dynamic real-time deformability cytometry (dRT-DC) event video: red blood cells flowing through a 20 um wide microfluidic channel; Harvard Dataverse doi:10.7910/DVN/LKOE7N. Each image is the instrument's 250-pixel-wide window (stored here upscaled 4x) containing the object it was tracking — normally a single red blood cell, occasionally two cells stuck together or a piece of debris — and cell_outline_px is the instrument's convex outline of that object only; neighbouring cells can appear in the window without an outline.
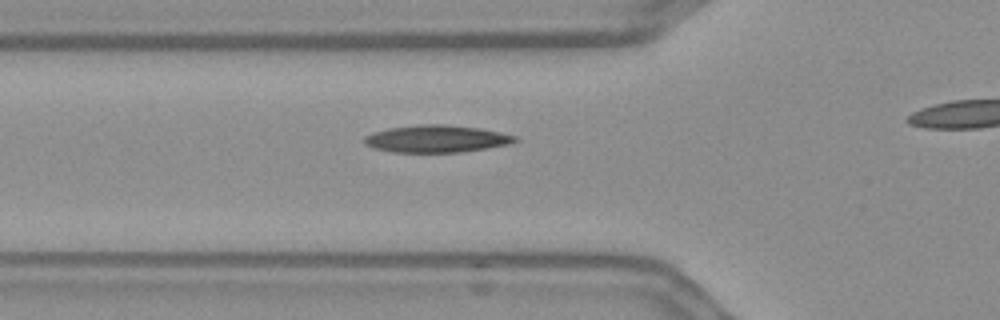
{"species": "Egyptian fruit bat (a non-hibernating species)", "species_latin": "Rousettus aegyptiacus", "temperature_condition": "warm", "stored_images_in_passage": 37, "camera_frame_rate_fps": 3000, "um_per_image_px": 0.085, "frame": {"image": 1, "passage_image": 11, "time_ms": 3.333, "image_size_px": [1000, 320], "cell_outline_px": [[520, 140], [508, 144], [460, 152], [392, 152], [372, 148], [364, 144], [364, 136], [372, 132], [388, 128], [420, 124], [444, 124], [480, 128], [500, 132], [516, 136]], "centroid_in_image_um": [37.06, 11.79], "position_along_channel_um": 88.7, "area_um2": 23.99}}
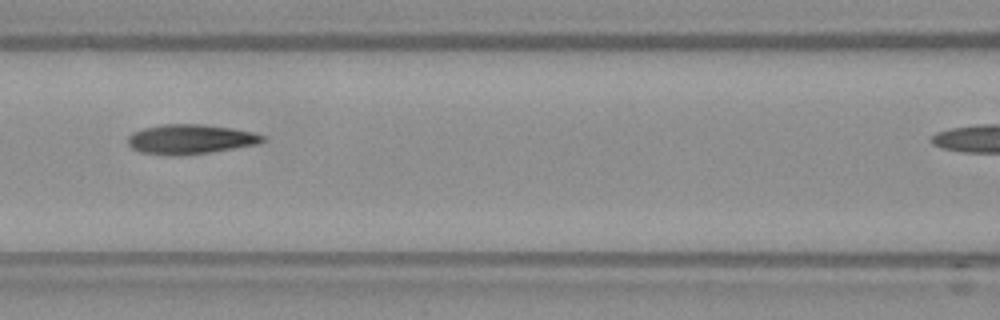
{"frame": {"image": 2, "passage_image": 16, "time_ms": 5.0, "image_size_px": [1000, 320], "cell_outline_px": [[268, 140], [256, 144], [184, 156], [164, 156], [140, 152], [132, 148], [128, 144], [128, 136], [132, 132], [144, 128], [160, 124], [200, 124], [232, 128], [252, 132], [268, 136]], "centroid_in_image_um": [16.16, 11.84], "position_along_channel_um": 150.4, "area_um2": 23.52}}